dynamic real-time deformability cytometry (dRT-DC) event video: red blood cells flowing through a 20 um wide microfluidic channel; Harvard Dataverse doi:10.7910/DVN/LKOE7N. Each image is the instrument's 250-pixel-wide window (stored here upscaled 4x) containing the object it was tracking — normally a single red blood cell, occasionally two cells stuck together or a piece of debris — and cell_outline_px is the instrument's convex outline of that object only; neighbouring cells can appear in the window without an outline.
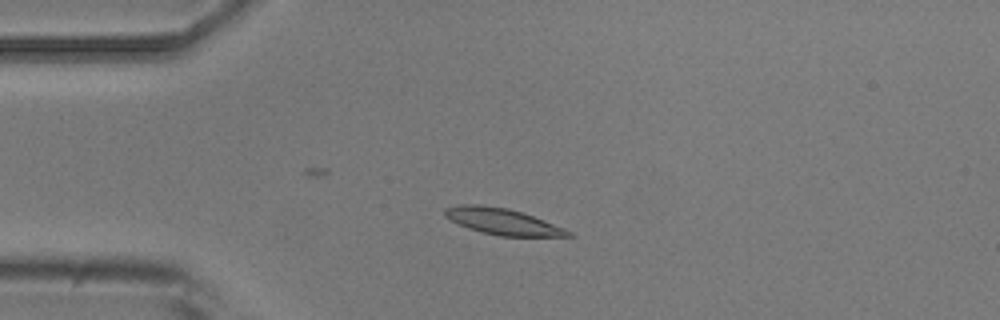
{"species": "common noctule bat (a hibernating species)", "species_latin": "Nyctalus noctula", "temperature_condition": "room temperature", "stored_images_in_passage": 4, "camera_frame_rate_fps": 3000, "um_per_image_px": 0.085, "animal": {"sex": "male", "body_mass_g": 20.5, "forearm_length_mm": 52.5}, "frame": {"image": 1, "passage_image": 3, "time_ms": 2.333, "image_size_px": [1000, 320], "cell_outline_px": [[576, 236], [500, 236], [480, 232], [468, 228], [444, 216], [444, 208], [460, 204], [480, 204], [508, 208], [532, 216], [564, 228], [572, 232]], "centroid_in_image_um": [42.69, 18.82], "position_along_channel_um": 42.3, "area_um2": 18.73}}